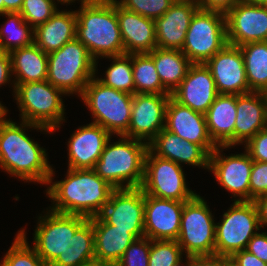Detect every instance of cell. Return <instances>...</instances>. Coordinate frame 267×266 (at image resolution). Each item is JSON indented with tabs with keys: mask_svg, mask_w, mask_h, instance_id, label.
I'll use <instances>...</instances> for the list:
<instances>
[{
	"mask_svg": "<svg viewBox=\"0 0 267 266\" xmlns=\"http://www.w3.org/2000/svg\"><path fill=\"white\" fill-rule=\"evenodd\" d=\"M261 228L267 226V194L259 196L255 201Z\"/></svg>",
	"mask_w": 267,
	"mask_h": 266,
	"instance_id": "cell-48",
	"label": "cell"
},
{
	"mask_svg": "<svg viewBox=\"0 0 267 266\" xmlns=\"http://www.w3.org/2000/svg\"><path fill=\"white\" fill-rule=\"evenodd\" d=\"M148 149L154 155L179 165L186 163L209 168L210 154L202 146L181 139L165 128L148 143Z\"/></svg>",
	"mask_w": 267,
	"mask_h": 266,
	"instance_id": "cell-24",
	"label": "cell"
},
{
	"mask_svg": "<svg viewBox=\"0 0 267 266\" xmlns=\"http://www.w3.org/2000/svg\"><path fill=\"white\" fill-rule=\"evenodd\" d=\"M251 92L267 90V41L248 42L239 46Z\"/></svg>",
	"mask_w": 267,
	"mask_h": 266,
	"instance_id": "cell-32",
	"label": "cell"
},
{
	"mask_svg": "<svg viewBox=\"0 0 267 266\" xmlns=\"http://www.w3.org/2000/svg\"><path fill=\"white\" fill-rule=\"evenodd\" d=\"M77 16L75 11H59L44 24L34 29V43L44 52L59 50L76 38Z\"/></svg>",
	"mask_w": 267,
	"mask_h": 266,
	"instance_id": "cell-28",
	"label": "cell"
},
{
	"mask_svg": "<svg viewBox=\"0 0 267 266\" xmlns=\"http://www.w3.org/2000/svg\"><path fill=\"white\" fill-rule=\"evenodd\" d=\"M77 16L76 38L96 61L124 54L117 18V1H81Z\"/></svg>",
	"mask_w": 267,
	"mask_h": 266,
	"instance_id": "cell-3",
	"label": "cell"
},
{
	"mask_svg": "<svg viewBox=\"0 0 267 266\" xmlns=\"http://www.w3.org/2000/svg\"><path fill=\"white\" fill-rule=\"evenodd\" d=\"M241 1L253 5L267 6V0H241Z\"/></svg>",
	"mask_w": 267,
	"mask_h": 266,
	"instance_id": "cell-50",
	"label": "cell"
},
{
	"mask_svg": "<svg viewBox=\"0 0 267 266\" xmlns=\"http://www.w3.org/2000/svg\"><path fill=\"white\" fill-rule=\"evenodd\" d=\"M245 146V151L254 161L267 163V128L256 133Z\"/></svg>",
	"mask_w": 267,
	"mask_h": 266,
	"instance_id": "cell-42",
	"label": "cell"
},
{
	"mask_svg": "<svg viewBox=\"0 0 267 266\" xmlns=\"http://www.w3.org/2000/svg\"><path fill=\"white\" fill-rule=\"evenodd\" d=\"M124 54L150 53L157 47L155 21L125 9L117 2Z\"/></svg>",
	"mask_w": 267,
	"mask_h": 266,
	"instance_id": "cell-23",
	"label": "cell"
},
{
	"mask_svg": "<svg viewBox=\"0 0 267 266\" xmlns=\"http://www.w3.org/2000/svg\"><path fill=\"white\" fill-rule=\"evenodd\" d=\"M267 128V102L264 93L236 95L234 145L247 143L260 130Z\"/></svg>",
	"mask_w": 267,
	"mask_h": 266,
	"instance_id": "cell-25",
	"label": "cell"
},
{
	"mask_svg": "<svg viewBox=\"0 0 267 266\" xmlns=\"http://www.w3.org/2000/svg\"><path fill=\"white\" fill-rule=\"evenodd\" d=\"M150 239L146 236L135 239L117 263L118 266H148Z\"/></svg>",
	"mask_w": 267,
	"mask_h": 266,
	"instance_id": "cell-40",
	"label": "cell"
},
{
	"mask_svg": "<svg viewBox=\"0 0 267 266\" xmlns=\"http://www.w3.org/2000/svg\"><path fill=\"white\" fill-rule=\"evenodd\" d=\"M227 44L225 13L199 8L192 16L181 51L192 64H205Z\"/></svg>",
	"mask_w": 267,
	"mask_h": 266,
	"instance_id": "cell-8",
	"label": "cell"
},
{
	"mask_svg": "<svg viewBox=\"0 0 267 266\" xmlns=\"http://www.w3.org/2000/svg\"><path fill=\"white\" fill-rule=\"evenodd\" d=\"M95 262L93 222L87 219L69 239L63 254L50 266H87Z\"/></svg>",
	"mask_w": 267,
	"mask_h": 266,
	"instance_id": "cell-31",
	"label": "cell"
},
{
	"mask_svg": "<svg viewBox=\"0 0 267 266\" xmlns=\"http://www.w3.org/2000/svg\"><path fill=\"white\" fill-rule=\"evenodd\" d=\"M228 266H238V265H236V264L231 260V258L228 256Z\"/></svg>",
	"mask_w": 267,
	"mask_h": 266,
	"instance_id": "cell-55",
	"label": "cell"
},
{
	"mask_svg": "<svg viewBox=\"0 0 267 266\" xmlns=\"http://www.w3.org/2000/svg\"><path fill=\"white\" fill-rule=\"evenodd\" d=\"M265 98H266V102H267V90L264 92Z\"/></svg>",
	"mask_w": 267,
	"mask_h": 266,
	"instance_id": "cell-58",
	"label": "cell"
},
{
	"mask_svg": "<svg viewBox=\"0 0 267 266\" xmlns=\"http://www.w3.org/2000/svg\"><path fill=\"white\" fill-rule=\"evenodd\" d=\"M98 216L116 229L128 230L136 239L145 236L143 190L115 189Z\"/></svg>",
	"mask_w": 267,
	"mask_h": 266,
	"instance_id": "cell-13",
	"label": "cell"
},
{
	"mask_svg": "<svg viewBox=\"0 0 267 266\" xmlns=\"http://www.w3.org/2000/svg\"><path fill=\"white\" fill-rule=\"evenodd\" d=\"M215 225V254L231 257L246 249L250 239L260 230L259 213L254 201H234Z\"/></svg>",
	"mask_w": 267,
	"mask_h": 266,
	"instance_id": "cell-9",
	"label": "cell"
},
{
	"mask_svg": "<svg viewBox=\"0 0 267 266\" xmlns=\"http://www.w3.org/2000/svg\"><path fill=\"white\" fill-rule=\"evenodd\" d=\"M187 259H186V261H187V263H186V265L185 266H192V256H187L186 257ZM182 260H180V261H178L176 264H174L173 266H182L181 265V262Z\"/></svg>",
	"mask_w": 267,
	"mask_h": 266,
	"instance_id": "cell-52",
	"label": "cell"
},
{
	"mask_svg": "<svg viewBox=\"0 0 267 266\" xmlns=\"http://www.w3.org/2000/svg\"><path fill=\"white\" fill-rule=\"evenodd\" d=\"M12 74L11 57L7 52L0 51V87L10 82Z\"/></svg>",
	"mask_w": 267,
	"mask_h": 266,
	"instance_id": "cell-47",
	"label": "cell"
},
{
	"mask_svg": "<svg viewBox=\"0 0 267 266\" xmlns=\"http://www.w3.org/2000/svg\"><path fill=\"white\" fill-rule=\"evenodd\" d=\"M14 95L22 121L46 127L59 128L64 119L62 96L66 95L47 80L14 84Z\"/></svg>",
	"mask_w": 267,
	"mask_h": 266,
	"instance_id": "cell-7",
	"label": "cell"
},
{
	"mask_svg": "<svg viewBox=\"0 0 267 266\" xmlns=\"http://www.w3.org/2000/svg\"><path fill=\"white\" fill-rule=\"evenodd\" d=\"M192 266H228V256L218 254L192 256Z\"/></svg>",
	"mask_w": 267,
	"mask_h": 266,
	"instance_id": "cell-45",
	"label": "cell"
},
{
	"mask_svg": "<svg viewBox=\"0 0 267 266\" xmlns=\"http://www.w3.org/2000/svg\"><path fill=\"white\" fill-rule=\"evenodd\" d=\"M7 111L6 107L0 103V124L6 119L4 116L6 117Z\"/></svg>",
	"mask_w": 267,
	"mask_h": 266,
	"instance_id": "cell-51",
	"label": "cell"
},
{
	"mask_svg": "<svg viewBox=\"0 0 267 266\" xmlns=\"http://www.w3.org/2000/svg\"><path fill=\"white\" fill-rule=\"evenodd\" d=\"M113 64L106 70V78H98L105 86L112 87L129 94H135V84L132 70V54L110 56Z\"/></svg>",
	"mask_w": 267,
	"mask_h": 266,
	"instance_id": "cell-35",
	"label": "cell"
},
{
	"mask_svg": "<svg viewBox=\"0 0 267 266\" xmlns=\"http://www.w3.org/2000/svg\"><path fill=\"white\" fill-rule=\"evenodd\" d=\"M62 1H63V3L70 4V3H72L75 0H62Z\"/></svg>",
	"mask_w": 267,
	"mask_h": 266,
	"instance_id": "cell-56",
	"label": "cell"
},
{
	"mask_svg": "<svg viewBox=\"0 0 267 266\" xmlns=\"http://www.w3.org/2000/svg\"><path fill=\"white\" fill-rule=\"evenodd\" d=\"M196 1L200 9L226 13L241 0H196Z\"/></svg>",
	"mask_w": 267,
	"mask_h": 266,
	"instance_id": "cell-44",
	"label": "cell"
},
{
	"mask_svg": "<svg viewBox=\"0 0 267 266\" xmlns=\"http://www.w3.org/2000/svg\"><path fill=\"white\" fill-rule=\"evenodd\" d=\"M185 201L144 194V233L150 240H177Z\"/></svg>",
	"mask_w": 267,
	"mask_h": 266,
	"instance_id": "cell-18",
	"label": "cell"
},
{
	"mask_svg": "<svg viewBox=\"0 0 267 266\" xmlns=\"http://www.w3.org/2000/svg\"><path fill=\"white\" fill-rule=\"evenodd\" d=\"M90 219L94 229L95 262L117 264L136 238L128 230L106 224L99 216Z\"/></svg>",
	"mask_w": 267,
	"mask_h": 266,
	"instance_id": "cell-27",
	"label": "cell"
},
{
	"mask_svg": "<svg viewBox=\"0 0 267 266\" xmlns=\"http://www.w3.org/2000/svg\"><path fill=\"white\" fill-rule=\"evenodd\" d=\"M91 266H118L117 264L93 262Z\"/></svg>",
	"mask_w": 267,
	"mask_h": 266,
	"instance_id": "cell-53",
	"label": "cell"
},
{
	"mask_svg": "<svg viewBox=\"0 0 267 266\" xmlns=\"http://www.w3.org/2000/svg\"><path fill=\"white\" fill-rule=\"evenodd\" d=\"M117 2L125 9L155 21L170 8L175 0H118Z\"/></svg>",
	"mask_w": 267,
	"mask_h": 266,
	"instance_id": "cell-39",
	"label": "cell"
},
{
	"mask_svg": "<svg viewBox=\"0 0 267 266\" xmlns=\"http://www.w3.org/2000/svg\"><path fill=\"white\" fill-rule=\"evenodd\" d=\"M111 134L102 126L90 123L72 134L68 143V168L94 169Z\"/></svg>",
	"mask_w": 267,
	"mask_h": 266,
	"instance_id": "cell-22",
	"label": "cell"
},
{
	"mask_svg": "<svg viewBox=\"0 0 267 266\" xmlns=\"http://www.w3.org/2000/svg\"><path fill=\"white\" fill-rule=\"evenodd\" d=\"M267 263V233H256L248 242L246 249Z\"/></svg>",
	"mask_w": 267,
	"mask_h": 266,
	"instance_id": "cell-43",
	"label": "cell"
},
{
	"mask_svg": "<svg viewBox=\"0 0 267 266\" xmlns=\"http://www.w3.org/2000/svg\"><path fill=\"white\" fill-rule=\"evenodd\" d=\"M97 61L77 38L48 54L47 81L65 94L82 95L95 76Z\"/></svg>",
	"mask_w": 267,
	"mask_h": 266,
	"instance_id": "cell-5",
	"label": "cell"
},
{
	"mask_svg": "<svg viewBox=\"0 0 267 266\" xmlns=\"http://www.w3.org/2000/svg\"><path fill=\"white\" fill-rule=\"evenodd\" d=\"M171 94L135 93L131 119L125 137L149 143L165 128L166 107Z\"/></svg>",
	"mask_w": 267,
	"mask_h": 266,
	"instance_id": "cell-14",
	"label": "cell"
},
{
	"mask_svg": "<svg viewBox=\"0 0 267 266\" xmlns=\"http://www.w3.org/2000/svg\"><path fill=\"white\" fill-rule=\"evenodd\" d=\"M218 94L250 93L244 60L239 46L227 44L206 63Z\"/></svg>",
	"mask_w": 267,
	"mask_h": 266,
	"instance_id": "cell-17",
	"label": "cell"
},
{
	"mask_svg": "<svg viewBox=\"0 0 267 266\" xmlns=\"http://www.w3.org/2000/svg\"><path fill=\"white\" fill-rule=\"evenodd\" d=\"M207 202L196 194L185 201L177 242L186 256L215 254V222Z\"/></svg>",
	"mask_w": 267,
	"mask_h": 266,
	"instance_id": "cell-10",
	"label": "cell"
},
{
	"mask_svg": "<svg viewBox=\"0 0 267 266\" xmlns=\"http://www.w3.org/2000/svg\"><path fill=\"white\" fill-rule=\"evenodd\" d=\"M135 93L170 94L162 85L153 58L148 53L132 54Z\"/></svg>",
	"mask_w": 267,
	"mask_h": 266,
	"instance_id": "cell-34",
	"label": "cell"
},
{
	"mask_svg": "<svg viewBox=\"0 0 267 266\" xmlns=\"http://www.w3.org/2000/svg\"><path fill=\"white\" fill-rule=\"evenodd\" d=\"M85 1H117V0H85Z\"/></svg>",
	"mask_w": 267,
	"mask_h": 266,
	"instance_id": "cell-57",
	"label": "cell"
},
{
	"mask_svg": "<svg viewBox=\"0 0 267 266\" xmlns=\"http://www.w3.org/2000/svg\"><path fill=\"white\" fill-rule=\"evenodd\" d=\"M90 109L94 121L111 135H124L129 128L133 95L105 86L95 76L80 96Z\"/></svg>",
	"mask_w": 267,
	"mask_h": 266,
	"instance_id": "cell-6",
	"label": "cell"
},
{
	"mask_svg": "<svg viewBox=\"0 0 267 266\" xmlns=\"http://www.w3.org/2000/svg\"><path fill=\"white\" fill-rule=\"evenodd\" d=\"M165 129L202 146L209 154L217 147L209 136L205 115L181 105L171 96L166 107Z\"/></svg>",
	"mask_w": 267,
	"mask_h": 266,
	"instance_id": "cell-20",
	"label": "cell"
},
{
	"mask_svg": "<svg viewBox=\"0 0 267 266\" xmlns=\"http://www.w3.org/2000/svg\"><path fill=\"white\" fill-rule=\"evenodd\" d=\"M198 9L196 0H175L170 8L155 20L157 47L181 50L192 16Z\"/></svg>",
	"mask_w": 267,
	"mask_h": 266,
	"instance_id": "cell-21",
	"label": "cell"
},
{
	"mask_svg": "<svg viewBox=\"0 0 267 266\" xmlns=\"http://www.w3.org/2000/svg\"><path fill=\"white\" fill-rule=\"evenodd\" d=\"M144 194L160 199L188 201L196 193L188 189L181 165L154 155L149 149L145 156Z\"/></svg>",
	"mask_w": 267,
	"mask_h": 266,
	"instance_id": "cell-11",
	"label": "cell"
},
{
	"mask_svg": "<svg viewBox=\"0 0 267 266\" xmlns=\"http://www.w3.org/2000/svg\"><path fill=\"white\" fill-rule=\"evenodd\" d=\"M0 15L8 17L5 27L3 24L0 28V51L10 53L34 43V29L19 12H5Z\"/></svg>",
	"mask_w": 267,
	"mask_h": 266,
	"instance_id": "cell-33",
	"label": "cell"
},
{
	"mask_svg": "<svg viewBox=\"0 0 267 266\" xmlns=\"http://www.w3.org/2000/svg\"><path fill=\"white\" fill-rule=\"evenodd\" d=\"M250 201L267 194V163L253 161L250 175Z\"/></svg>",
	"mask_w": 267,
	"mask_h": 266,
	"instance_id": "cell-41",
	"label": "cell"
},
{
	"mask_svg": "<svg viewBox=\"0 0 267 266\" xmlns=\"http://www.w3.org/2000/svg\"><path fill=\"white\" fill-rule=\"evenodd\" d=\"M27 127L53 132L26 121L18 126L10 119H5L0 124V167L23 181L50 184L54 171L48 164L46 151L27 136Z\"/></svg>",
	"mask_w": 267,
	"mask_h": 266,
	"instance_id": "cell-1",
	"label": "cell"
},
{
	"mask_svg": "<svg viewBox=\"0 0 267 266\" xmlns=\"http://www.w3.org/2000/svg\"><path fill=\"white\" fill-rule=\"evenodd\" d=\"M1 262L5 266H48L39 257L35 248L28 245L24 229L18 232L12 246Z\"/></svg>",
	"mask_w": 267,
	"mask_h": 266,
	"instance_id": "cell-36",
	"label": "cell"
},
{
	"mask_svg": "<svg viewBox=\"0 0 267 266\" xmlns=\"http://www.w3.org/2000/svg\"><path fill=\"white\" fill-rule=\"evenodd\" d=\"M148 54L153 58L163 87L171 94L186 77L191 61L178 49L156 47Z\"/></svg>",
	"mask_w": 267,
	"mask_h": 266,
	"instance_id": "cell-30",
	"label": "cell"
},
{
	"mask_svg": "<svg viewBox=\"0 0 267 266\" xmlns=\"http://www.w3.org/2000/svg\"><path fill=\"white\" fill-rule=\"evenodd\" d=\"M5 12H20L24 0H3Z\"/></svg>",
	"mask_w": 267,
	"mask_h": 266,
	"instance_id": "cell-49",
	"label": "cell"
},
{
	"mask_svg": "<svg viewBox=\"0 0 267 266\" xmlns=\"http://www.w3.org/2000/svg\"><path fill=\"white\" fill-rule=\"evenodd\" d=\"M209 136L216 146H234L236 94H218L205 114Z\"/></svg>",
	"mask_w": 267,
	"mask_h": 266,
	"instance_id": "cell-26",
	"label": "cell"
},
{
	"mask_svg": "<svg viewBox=\"0 0 267 266\" xmlns=\"http://www.w3.org/2000/svg\"><path fill=\"white\" fill-rule=\"evenodd\" d=\"M230 258L238 266H267V263L245 249L235 252Z\"/></svg>",
	"mask_w": 267,
	"mask_h": 266,
	"instance_id": "cell-46",
	"label": "cell"
},
{
	"mask_svg": "<svg viewBox=\"0 0 267 266\" xmlns=\"http://www.w3.org/2000/svg\"><path fill=\"white\" fill-rule=\"evenodd\" d=\"M15 83L41 82L47 80L48 54L35 43L17 48L10 53Z\"/></svg>",
	"mask_w": 267,
	"mask_h": 266,
	"instance_id": "cell-29",
	"label": "cell"
},
{
	"mask_svg": "<svg viewBox=\"0 0 267 266\" xmlns=\"http://www.w3.org/2000/svg\"><path fill=\"white\" fill-rule=\"evenodd\" d=\"M50 212V213H49ZM39 216L35 230L34 248L39 257L50 266L66 250L69 239L88 219L81 215L63 214L49 210Z\"/></svg>",
	"mask_w": 267,
	"mask_h": 266,
	"instance_id": "cell-12",
	"label": "cell"
},
{
	"mask_svg": "<svg viewBox=\"0 0 267 266\" xmlns=\"http://www.w3.org/2000/svg\"><path fill=\"white\" fill-rule=\"evenodd\" d=\"M218 95L214 78L205 64H192L171 97L202 114H206Z\"/></svg>",
	"mask_w": 267,
	"mask_h": 266,
	"instance_id": "cell-19",
	"label": "cell"
},
{
	"mask_svg": "<svg viewBox=\"0 0 267 266\" xmlns=\"http://www.w3.org/2000/svg\"><path fill=\"white\" fill-rule=\"evenodd\" d=\"M228 44L267 41V6L240 1L225 13Z\"/></svg>",
	"mask_w": 267,
	"mask_h": 266,
	"instance_id": "cell-15",
	"label": "cell"
},
{
	"mask_svg": "<svg viewBox=\"0 0 267 266\" xmlns=\"http://www.w3.org/2000/svg\"><path fill=\"white\" fill-rule=\"evenodd\" d=\"M119 137L113 144L108 140L93 170L115 189L140 188L148 142L123 135ZM125 181L127 183L123 185Z\"/></svg>",
	"mask_w": 267,
	"mask_h": 266,
	"instance_id": "cell-4",
	"label": "cell"
},
{
	"mask_svg": "<svg viewBox=\"0 0 267 266\" xmlns=\"http://www.w3.org/2000/svg\"><path fill=\"white\" fill-rule=\"evenodd\" d=\"M114 190L93 169L68 168L65 179L48 187L47 195L55 203L52 211L89 219L100 214Z\"/></svg>",
	"mask_w": 267,
	"mask_h": 266,
	"instance_id": "cell-2",
	"label": "cell"
},
{
	"mask_svg": "<svg viewBox=\"0 0 267 266\" xmlns=\"http://www.w3.org/2000/svg\"><path fill=\"white\" fill-rule=\"evenodd\" d=\"M0 14H4V2L0 0Z\"/></svg>",
	"mask_w": 267,
	"mask_h": 266,
	"instance_id": "cell-54",
	"label": "cell"
},
{
	"mask_svg": "<svg viewBox=\"0 0 267 266\" xmlns=\"http://www.w3.org/2000/svg\"><path fill=\"white\" fill-rule=\"evenodd\" d=\"M182 252L175 240H150L148 266H173L181 260Z\"/></svg>",
	"mask_w": 267,
	"mask_h": 266,
	"instance_id": "cell-37",
	"label": "cell"
},
{
	"mask_svg": "<svg viewBox=\"0 0 267 266\" xmlns=\"http://www.w3.org/2000/svg\"><path fill=\"white\" fill-rule=\"evenodd\" d=\"M62 3V0H57ZM55 0H24L20 10L21 16L30 26L35 29L37 26L48 21L58 10Z\"/></svg>",
	"mask_w": 267,
	"mask_h": 266,
	"instance_id": "cell-38",
	"label": "cell"
},
{
	"mask_svg": "<svg viewBox=\"0 0 267 266\" xmlns=\"http://www.w3.org/2000/svg\"><path fill=\"white\" fill-rule=\"evenodd\" d=\"M210 154L209 170L213 171L214 176L224 189L230 191L234 196H239L236 201H250V175L253 159L247 151L241 154H232L224 157L220 154V148Z\"/></svg>",
	"mask_w": 267,
	"mask_h": 266,
	"instance_id": "cell-16",
	"label": "cell"
}]
</instances>
